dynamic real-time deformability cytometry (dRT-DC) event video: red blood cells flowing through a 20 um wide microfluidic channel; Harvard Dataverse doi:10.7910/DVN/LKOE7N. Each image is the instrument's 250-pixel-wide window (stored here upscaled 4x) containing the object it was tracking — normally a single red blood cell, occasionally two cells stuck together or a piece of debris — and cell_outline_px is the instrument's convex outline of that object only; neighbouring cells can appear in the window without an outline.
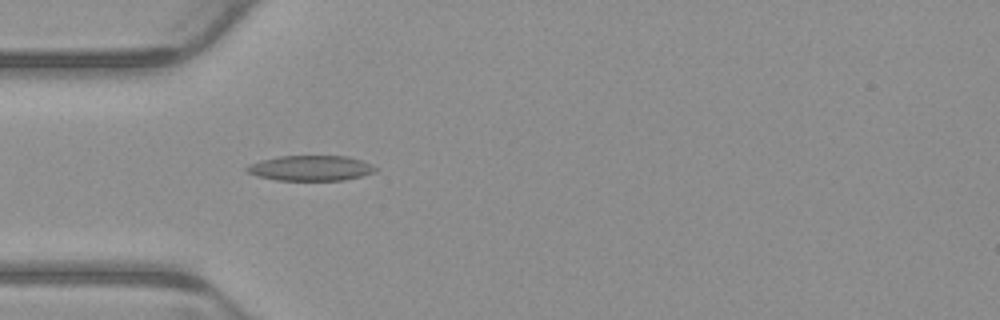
{"species": "common noctule bat (a hibernating species)", "species_latin": "Nyctalus noctula", "temperature_condition": "warm", "stored_images_in_passage": 3, "camera_frame_rate_fps": 3000, "um_per_image_px": 0.085, "animal": {"sex": "male", "body_mass_g": 23.1, "forearm_length_mm": 52.7}, "frame": {"image": 1, "passage_image": 3, "time_ms": 0.667, "image_size_px": [1000, 320], "cell_outline_px": [[376, 172], [344, 180], [276, 180], [256, 176], [248, 172], [244, 168], [248, 164], [260, 160], [280, 156], [348, 156], [372, 164], [376, 168]], "centroid_in_image_um": [26.38, 14.29], "position_along_channel_um": 58.6, "area_um2": 18.96}}